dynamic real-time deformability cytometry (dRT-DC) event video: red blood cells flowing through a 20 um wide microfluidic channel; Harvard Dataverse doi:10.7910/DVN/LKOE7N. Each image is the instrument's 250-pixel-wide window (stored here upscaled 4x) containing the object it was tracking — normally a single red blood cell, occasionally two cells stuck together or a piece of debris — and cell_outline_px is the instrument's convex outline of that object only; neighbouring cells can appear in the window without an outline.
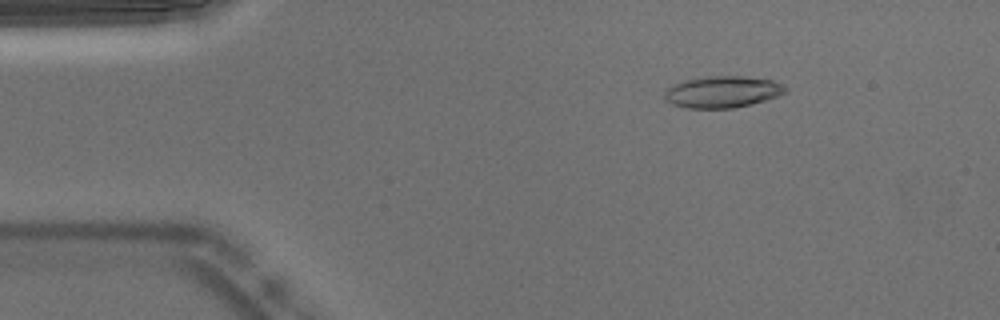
{"species": "Egyptian fruit bat (a non-hibernating species)", "species_latin": "Rousettus aegyptiacus", "temperature_condition": "warm", "stored_images_in_passage": 48, "camera_frame_rate_fps": 3000, "um_per_image_px": 0.085, "animal": {"sex": "male"}, "frame": {"image": 1, "passage_image": 3, "time_ms": 0.667, "image_size_px": [1000, 320], "cell_outline_px": [[788, 92], [764, 100], [732, 108], [684, 108], [672, 104], [664, 100], [664, 92], [668, 88], [684, 80], [708, 76], [744, 76], [772, 80], [784, 84], [788, 88]], "centroid_in_image_um": [61.41, 7.8], "position_along_channel_um": 23.6, "area_um2": 22.25}}
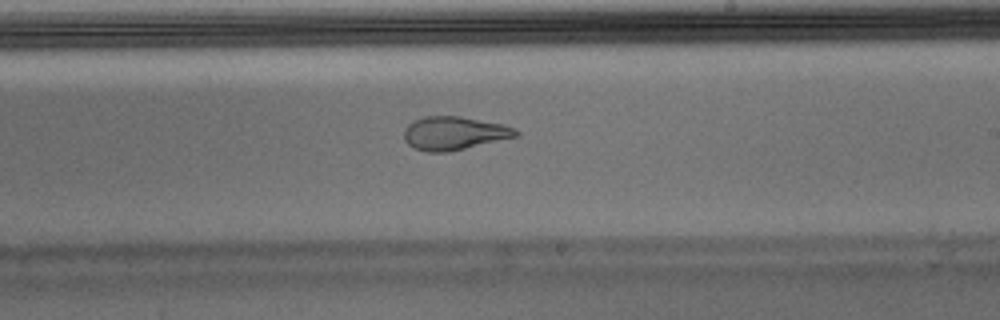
{"frame": {"image": 2, "passage_image": 26, "time_ms": 8.333, "image_size_px": [1000, 320], "cell_outline_px": [[520, 132], [516, 136], [448, 152], [428, 152], [416, 148], [408, 144], [404, 140], [404, 128], [412, 120], [424, 116], [460, 116], [504, 124], [516, 128]], "centroid_in_image_um": [38.58, 11.3], "position_along_channel_um": 250.4, "area_um2": 21.73}}
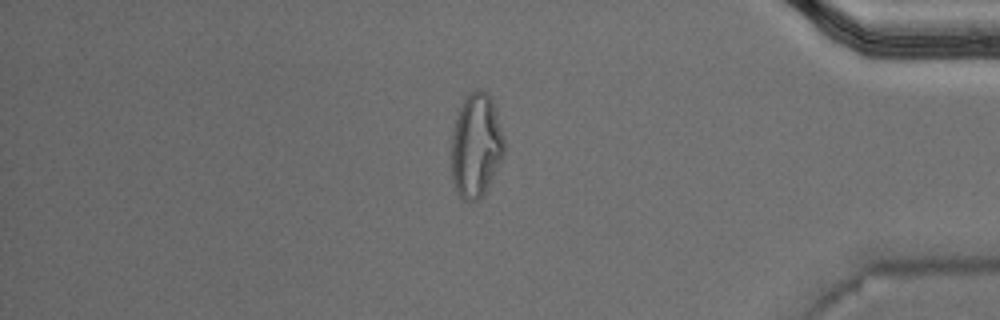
{"frame": {"image": 3, "passage_image": 40, "time_ms": 13.0, "image_size_px": [1000, 320], "cell_outline_px": [[504, 152], [480, 200], [464, 200], [456, 192], [452, 180], [452, 132], [460, 108], [468, 92], [476, 88], [480, 88], [488, 92], [492, 100], [504, 136]], "centroid_in_image_um": [40.45, 12.33], "position_along_channel_um": 394.7, "area_um2": 31.67}, "authors_computed_cell_mechanics": {"area_um2": 22.3108, "velocity_mm_per_s": 3.7833, "shape_relaxation_time_tau1_ms": null, "shape_relaxation_time_tau2_ms": 1.7124, "deformation_change_tau1": null, "deformation_change_tau2": 0.0952}}